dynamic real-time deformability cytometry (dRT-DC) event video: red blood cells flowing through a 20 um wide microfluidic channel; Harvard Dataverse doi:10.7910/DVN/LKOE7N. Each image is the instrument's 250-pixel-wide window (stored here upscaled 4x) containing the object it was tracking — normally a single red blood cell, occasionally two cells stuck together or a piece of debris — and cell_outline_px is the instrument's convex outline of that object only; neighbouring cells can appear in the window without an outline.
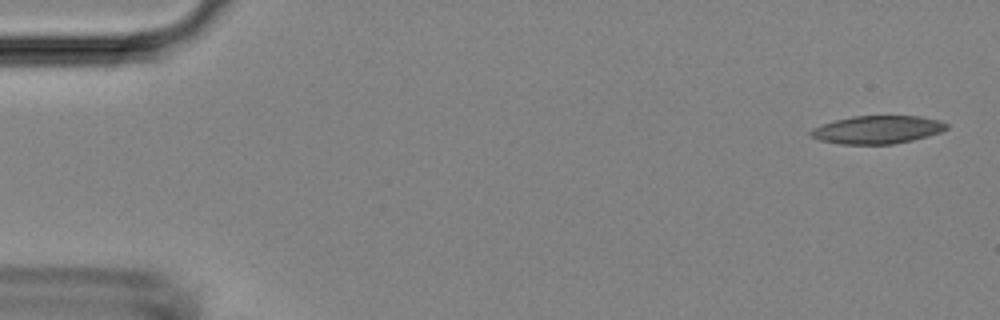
{"species": "Egyptian fruit bat (a non-hibernating species)", "species_latin": "Rousettus aegyptiacus", "temperature_condition": "room temperature", "stored_images_in_passage": 6, "camera_frame_rate_fps": 3000, "um_per_image_px": 0.085, "animal": {"sex": "female"}, "frame": {"image": 1, "passage_image": 1, "time_ms": 0.0, "image_size_px": [1000, 320], "cell_outline_px": [[948, 128], [940, 132], [928, 136], [912, 140], [892, 144], [840, 144], [820, 140], [808, 136], [808, 132], [812, 128], [820, 124], [852, 116], [920, 116], [940, 120], [948, 124]], "centroid_in_image_um": [74.54, 11.02], "position_along_channel_um": 10.5, "area_um2": 22.31}}
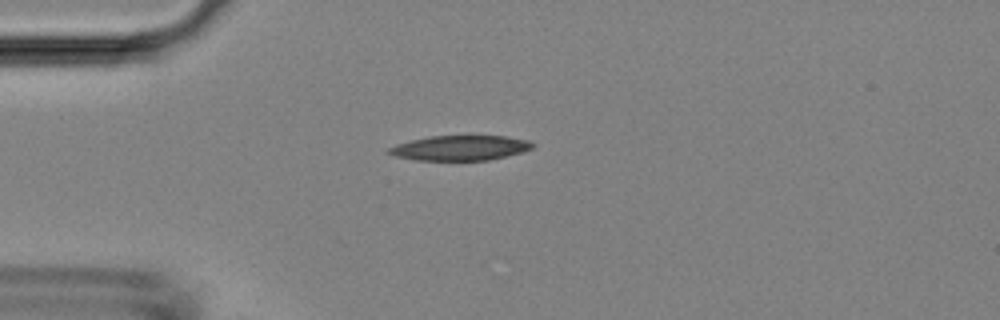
{"frame": {"image": 2, "passage_image": 4, "time_ms": 3.667, "image_size_px": [1000, 320], "cell_outline_px": [[536, 144], [532, 148], [524, 152], [488, 160], [416, 160], [396, 156], [384, 152], [388, 148], [396, 144], [412, 140], [432, 136], [508, 136], [528, 140]], "centroid_in_image_um": [39.13, 12.57], "position_along_channel_um": 45.9, "area_um2": 20.92}}